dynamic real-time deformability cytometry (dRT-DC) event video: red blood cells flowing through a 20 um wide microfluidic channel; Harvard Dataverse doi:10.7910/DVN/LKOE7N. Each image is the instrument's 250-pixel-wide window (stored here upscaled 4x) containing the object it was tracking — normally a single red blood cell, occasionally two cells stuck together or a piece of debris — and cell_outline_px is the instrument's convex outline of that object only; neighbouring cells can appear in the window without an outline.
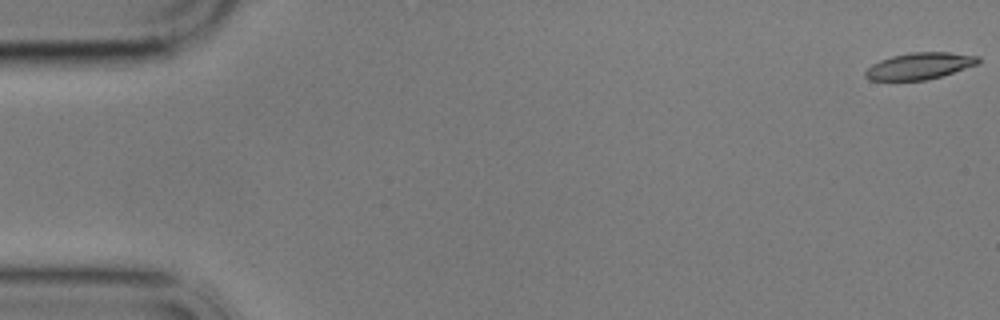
{"species": "common noctule bat (a hibernating species)", "species_latin": "Nyctalus noctula", "temperature_condition": "cold", "stored_images_in_passage": 5, "camera_frame_rate_fps": 3000, "um_per_image_px": 0.085, "animal": {"sex": "male", "body_mass_g": 17.9}, "frame": {"image": 1, "passage_image": 1, "time_ms": 0.0, "image_size_px": [1000, 320], "cell_outline_px": [[980, 64], [928, 80], [868, 80], [864, 76], [864, 72], [872, 64], [880, 60], [892, 56], [912, 52], [948, 52], [980, 56]], "centroid_in_image_um": [78.19, 5.6], "position_along_channel_um": 6.8, "area_um2": 17.63}}
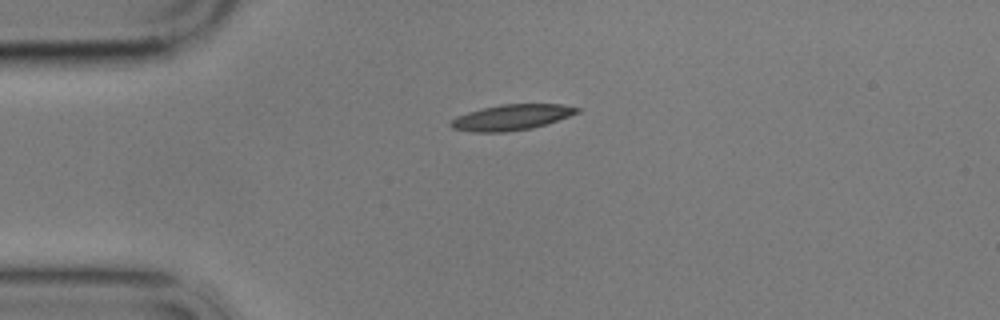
{"frame": {"image": 2, "passage_image": 4, "time_ms": 4.333, "image_size_px": [1000, 320], "cell_outline_px": [[580, 112], [532, 128], [504, 132], [472, 132], [452, 128], [448, 124], [456, 116], [468, 112], [484, 108], [504, 104], [560, 104], [580, 108]], "centroid_in_image_um": [43.44, 9.97], "position_along_channel_um": 41.6, "area_um2": 18.61}}